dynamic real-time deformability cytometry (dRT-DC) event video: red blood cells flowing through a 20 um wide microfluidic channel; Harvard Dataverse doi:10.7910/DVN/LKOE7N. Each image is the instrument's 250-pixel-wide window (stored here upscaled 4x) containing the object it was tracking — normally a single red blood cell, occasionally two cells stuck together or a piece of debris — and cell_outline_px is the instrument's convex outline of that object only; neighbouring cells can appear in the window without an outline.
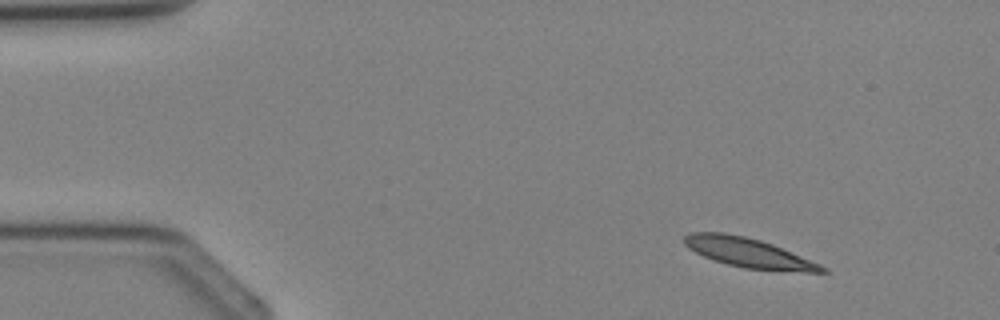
{"species": "Egyptian fruit bat (a non-hibernating species)", "species_latin": "Rousettus aegyptiacus", "temperature_condition": "cold", "stored_images_in_passage": 3, "camera_frame_rate_fps": 3000, "um_per_image_px": 0.085, "animal": {"sex": "female"}, "frame": {"image": 1, "passage_image": 1, "time_ms": 0.0, "image_size_px": [1000, 320], "cell_outline_px": [[828, 272], [804, 272], [744, 268], [728, 264], [704, 256], [688, 248], [684, 244], [684, 236], [688, 232], [724, 232], [744, 236], [760, 240], [772, 244], [820, 264], [828, 268]], "centroid_in_image_um": [63.61, 21.48], "position_along_channel_um": 21.4, "area_um2": 23.41}}
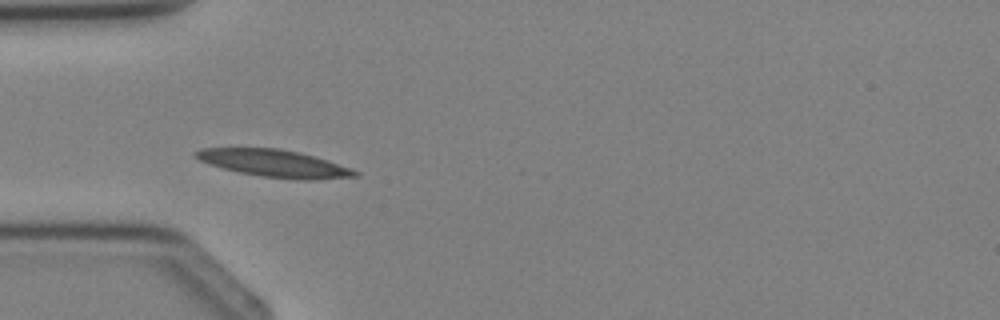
{"frame": {"image": 2, "passage_image": 3, "time_ms": 2.333, "image_size_px": [1000, 320], "cell_outline_px": [[360, 176], [316, 180], [300, 180], [260, 176], [240, 172], [208, 164], [192, 156], [192, 152], [200, 148], [280, 148], [300, 152], [352, 168], [360, 172]], "centroid_in_image_um": [23.32, 13.89], "position_along_channel_um": 61.7, "area_um2": 25.49}}